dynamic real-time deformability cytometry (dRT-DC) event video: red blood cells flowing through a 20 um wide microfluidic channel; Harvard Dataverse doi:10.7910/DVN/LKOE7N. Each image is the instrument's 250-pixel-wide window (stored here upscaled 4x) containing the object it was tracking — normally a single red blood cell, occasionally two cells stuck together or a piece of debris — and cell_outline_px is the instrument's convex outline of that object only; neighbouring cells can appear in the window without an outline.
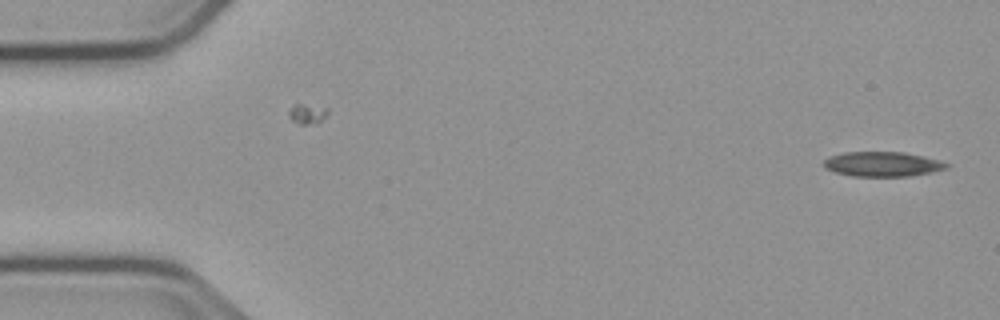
{"species": "common noctule bat (a hibernating species)", "species_latin": "Nyctalus noctula", "temperature_condition": "cold", "stored_images_in_passage": 53, "camera_frame_rate_fps": 3000, "um_per_image_px": 0.085, "animal": {"sex": "male", "body_mass_g": 23.1, "forearm_length_mm": 52.7}, "frame": {"image": 1, "passage_image": 1, "time_ms": 0.0, "image_size_px": [1000, 320], "cell_outline_px": [[948, 168], [932, 172], [908, 176], [852, 176], [836, 172], [824, 168], [820, 164], [828, 156], [844, 152], [904, 152], [924, 156], [948, 164]], "centroid_in_image_um": [74.94, 13.94], "position_along_channel_um": 10.1, "area_um2": 17.74}}
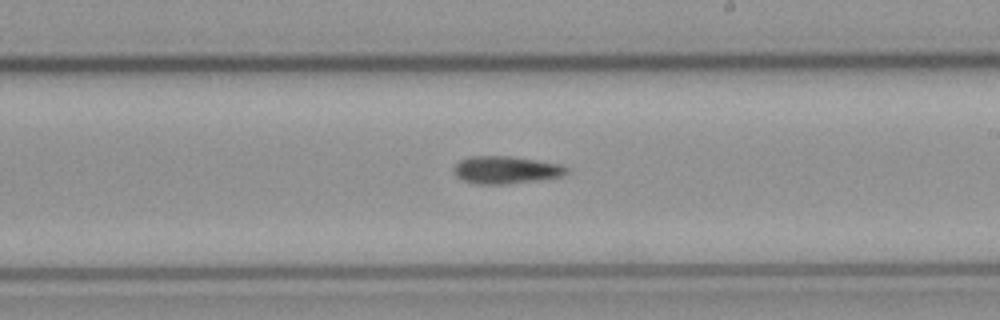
{"frame": {"image": 2, "passage_image": 30, "time_ms": 9.667, "image_size_px": [1000, 320], "cell_outline_px": [[568, 172], [564, 176], [544, 180], [504, 184], [476, 184], [464, 180], [456, 176], [452, 172], [452, 168], [460, 160], [472, 156], [508, 156], [560, 164], [568, 168]], "centroid_in_image_um": [43.01, 14.45], "position_along_channel_um": 246.0, "area_um2": 18.21}}
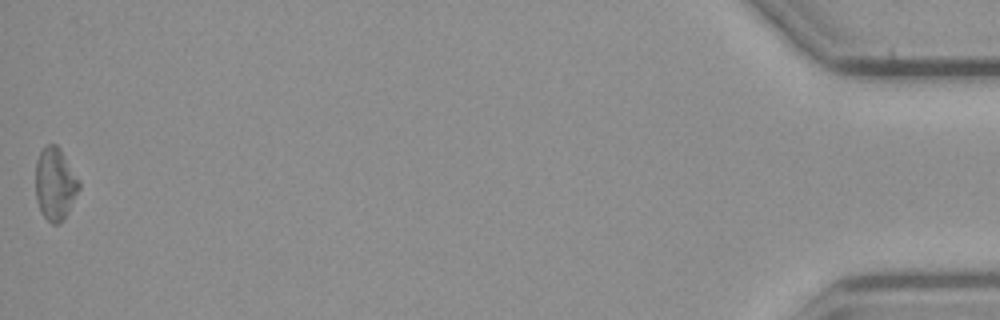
{"frame": {"image": 3, "passage_image": 53, "time_ms": 17.333, "image_size_px": [1000, 320], "cell_outline_px": [[80, 188], [64, 220], [60, 224], [52, 224], [44, 216], [36, 200], [36, 160], [40, 152], [48, 144], [56, 144], [60, 148], [80, 180]], "centroid_in_image_um": [4.7, 15.63], "position_along_channel_um": 430.5, "area_um2": 18.38}, "authors_computed_cell_mechanics": {"area_um2": 17.918, "velocity_mm_per_s": 3.7738, "shape_relaxation_time_tau1_ms": 10.8041, "shape_relaxation_time_tau2_ms": null, "deformation_change_tau1": 0.1834, "deformation_change_tau2": null}}